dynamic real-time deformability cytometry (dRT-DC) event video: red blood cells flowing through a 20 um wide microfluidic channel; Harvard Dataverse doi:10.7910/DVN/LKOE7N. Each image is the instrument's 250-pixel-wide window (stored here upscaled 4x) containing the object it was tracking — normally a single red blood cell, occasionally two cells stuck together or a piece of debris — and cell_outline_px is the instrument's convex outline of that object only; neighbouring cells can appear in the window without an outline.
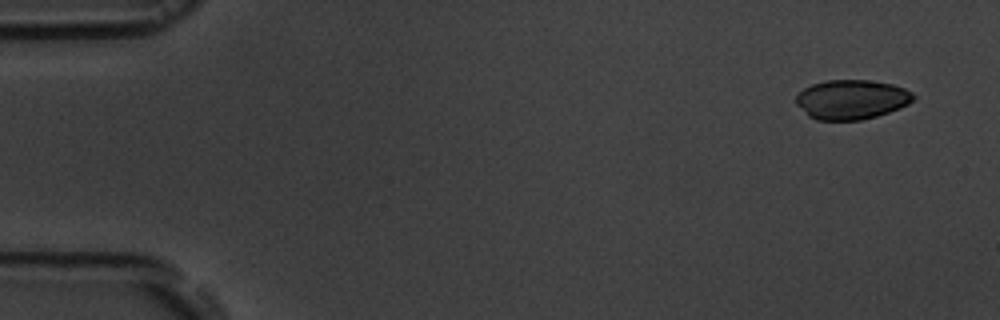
{"species": "common noctule bat (a hibernating species)", "species_latin": "Nyctalus noctula", "temperature_condition": "room temperature", "stored_images_in_passage": 6, "camera_frame_rate_fps": 3000, "um_per_image_px": 0.085, "animal": {"sex": "male", "body_mass_g": 19.5, "forearm_length_mm": 54.6}, "frame": {"image": 1, "passage_image": 1, "time_ms": 0.0, "image_size_px": [1000, 320], "cell_outline_px": [[916, 96], [908, 104], [900, 108], [876, 116], [860, 120], [816, 120], [808, 116], [796, 104], [796, 96], [804, 88], [812, 84], [828, 80], [868, 80], [892, 84], [904, 88], [912, 92]], "centroid_in_image_um": [72.38, 8.46], "position_along_channel_um": 12.6, "area_um2": 26.99}}
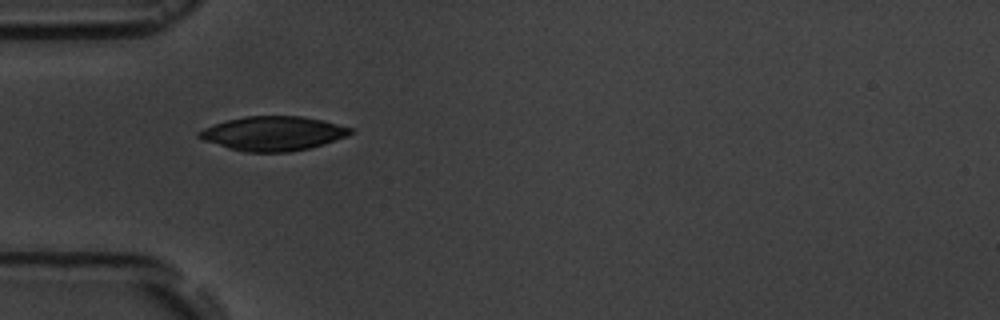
{"frame": {"image": 2, "passage_image": 5, "time_ms": 4.667, "image_size_px": [1000, 320], "cell_outline_px": [[356, 128], [348, 136], [324, 144], [308, 148], [288, 152], [244, 152], [228, 148], [204, 140], [196, 136], [196, 132], [204, 128], [228, 120], [244, 116], [300, 116], [324, 120]], "centroid_in_image_um": [23.25, 11.34], "position_along_channel_um": 61.7, "area_um2": 30.35}}
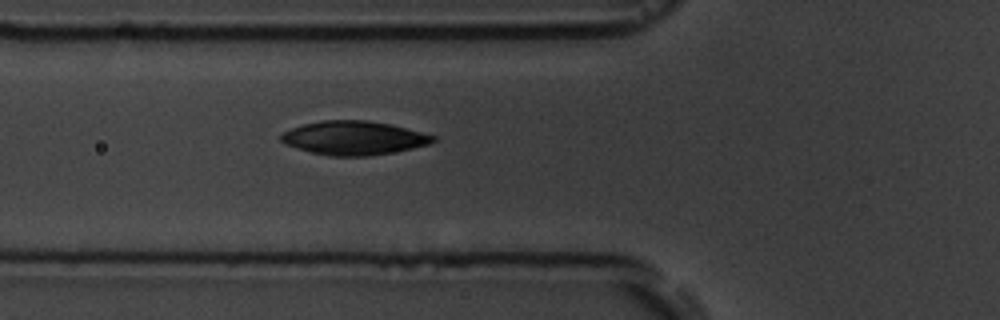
{"frame": {"image": 3, "passage_image": 6, "time_ms": 5.667, "image_size_px": [1000, 320], "cell_outline_px": [[436, 140], [428, 144], [412, 148], [392, 152], [368, 156], [328, 156], [296, 148], [284, 144], [280, 140], [280, 136], [284, 132], [292, 128], [304, 124], [320, 120], [368, 120], [392, 124], [436, 136]], "centroid_in_image_um": [30.06, 11.72], "position_along_channel_um": 95.7, "area_um2": 29.94}}